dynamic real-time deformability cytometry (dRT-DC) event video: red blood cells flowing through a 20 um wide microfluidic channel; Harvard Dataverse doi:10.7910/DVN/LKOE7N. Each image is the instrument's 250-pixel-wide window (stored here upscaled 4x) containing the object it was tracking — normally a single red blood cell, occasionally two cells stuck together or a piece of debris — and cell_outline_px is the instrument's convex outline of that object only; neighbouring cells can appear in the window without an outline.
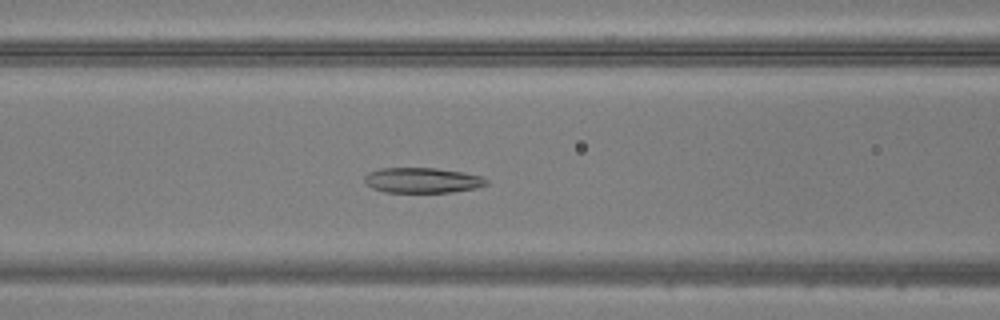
{"species": "common noctule bat (a hibernating species)", "species_latin": "Nyctalus noctula", "temperature_condition": "warm", "stored_images_in_passage": 48, "camera_frame_rate_fps": 3000, "um_per_image_px": 0.085, "animal": {"sex": "male", "body_mass_g": 20.5, "forearm_length_mm": 52.5}, "frame": {"image": 1, "passage_image": 19, "time_ms": 6.0, "image_size_px": [1000, 320], "cell_outline_px": [[488, 184], [476, 188], [452, 192], [384, 192], [372, 188], [364, 180], [364, 176], [368, 172], [380, 168], [436, 168], [464, 172], [480, 176], [488, 180]], "centroid_in_image_um": [35.9, 15.32], "position_along_channel_um": 130.7, "area_um2": 17.98}}
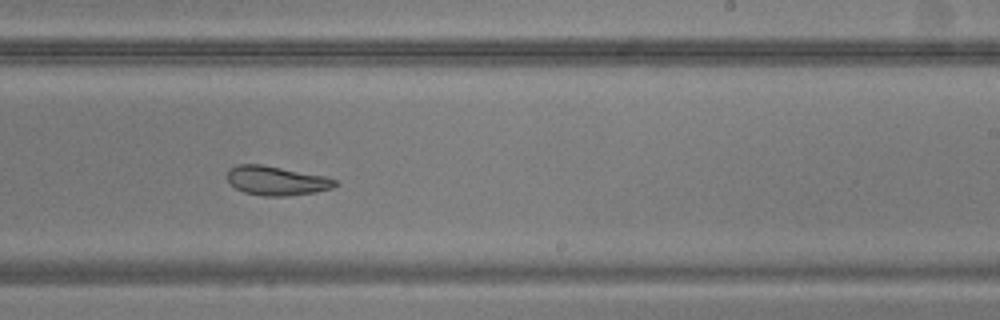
{"frame": {"image": 2, "passage_image": 29, "time_ms": 9.333, "image_size_px": [1000, 320], "cell_outline_px": [[340, 184], [332, 188], [316, 192], [288, 196], [264, 196], [244, 192], [236, 188], [228, 180], [228, 168], [236, 164], [260, 164], [328, 176], [336, 180]], "centroid_in_image_um": [23.54, 15.35], "position_along_channel_um": 265.5, "area_um2": 18.5}}
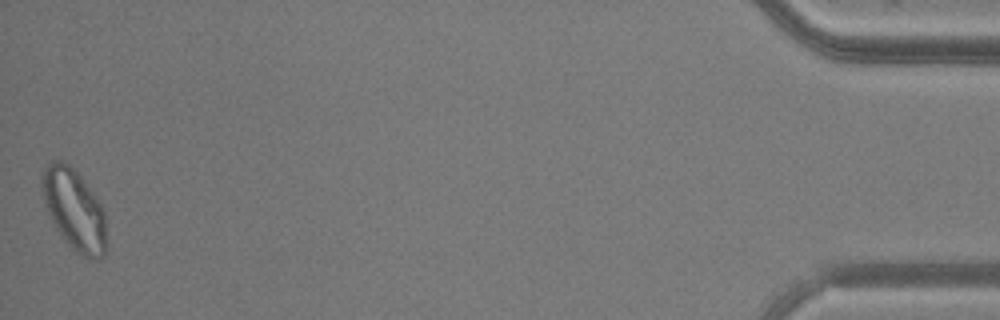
{"frame": {"image": 3, "passage_image": 48, "time_ms": 15.667, "image_size_px": [1000, 320], "cell_outline_px": [[104, 256], [100, 260], [92, 260], [80, 256], [60, 236], [48, 212], [40, 180], [40, 176], [44, 168], [48, 164], [56, 160], [64, 160], [80, 176], [104, 208]], "centroid_in_image_um": [6.29, 17.83], "position_along_channel_um": 428.9, "area_um2": 30.06}}